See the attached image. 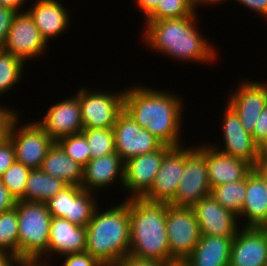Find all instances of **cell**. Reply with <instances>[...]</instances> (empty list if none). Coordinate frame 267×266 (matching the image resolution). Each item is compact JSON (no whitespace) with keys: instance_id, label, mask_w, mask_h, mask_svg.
Segmentation results:
<instances>
[{"instance_id":"8fae6325","label":"cell","mask_w":267,"mask_h":266,"mask_svg":"<svg viewBox=\"0 0 267 266\" xmlns=\"http://www.w3.org/2000/svg\"><path fill=\"white\" fill-rule=\"evenodd\" d=\"M250 80L239 81L225 103L237 114L245 131L252 135L258 116L267 105V81Z\"/></svg>"},{"instance_id":"d6986e66","label":"cell","mask_w":267,"mask_h":266,"mask_svg":"<svg viewBox=\"0 0 267 266\" xmlns=\"http://www.w3.org/2000/svg\"><path fill=\"white\" fill-rule=\"evenodd\" d=\"M196 146L206 155L211 188L240 181L253 169V166L246 160L222 153L209 145L208 142L199 143Z\"/></svg>"},{"instance_id":"681fc988","label":"cell","mask_w":267,"mask_h":266,"mask_svg":"<svg viewBox=\"0 0 267 266\" xmlns=\"http://www.w3.org/2000/svg\"><path fill=\"white\" fill-rule=\"evenodd\" d=\"M252 170L263 180L267 190V166L255 165Z\"/></svg>"},{"instance_id":"ab89813d","label":"cell","mask_w":267,"mask_h":266,"mask_svg":"<svg viewBox=\"0 0 267 266\" xmlns=\"http://www.w3.org/2000/svg\"><path fill=\"white\" fill-rule=\"evenodd\" d=\"M252 138L257 145L267 139V105L258 116Z\"/></svg>"},{"instance_id":"f907efd6","label":"cell","mask_w":267,"mask_h":266,"mask_svg":"<svg viewBox=\"0 0 267 266\" xmlns=\"http://www.w3.org/2000/svg\"><path fill=\"white\" fill-rule=\"evenodd\" d=\"M14 266H52L40 260H18Z\"/></svg>"},{"instance_id":"52a82bcc","label":"cell","mask_w":267,"mask_h":266,"mask_svg":"<svg viewBox=\"0 0 267 266\" xmlns=\"http://www.w3.org/2000/svg\"><path fill=\"white\" fill-rule=\"evenodd\" d=\"M206 155L195 145L186 147L185 168L174 199L175 207L192 208L200 199L210 195Z\"/></svg>"},{"instance_id":"8d00e7d4","label":"cell","mask_w":267,"mask_h":266,"mask_svg":"<svg viewBox=\"0 0 267 266\" xmlns=\"http://www.w3.org/2000/svg\"><path fill=\"white\" fill-rule=\"evenodd\" d=\"M62 266H104L98 259L92 257L86 251L65 254Z\"/></svg>"},{"instance_id":"484cf974","label":"cell","mask_w":267,"mask_h":266,"mask_svg":"<svg viewBox=\"0 0 267 266\" xmlns=\"http://www.w3.org/2000/svg\"><path fill=\"white\" fill-rule=\"evenodd\" d=\"M67 185L62 179L47 175L41 169H33L28 175L24 195L20 200L45 203Z\"/></svg>"},{"instance_id":"1f68e13d","label":"cell","mask_w":267,"mask_h":266,"mask_svg":"<svg viewBox=\"0 0 267 266\" xmlns=\"http://www.w3.org/2000/svg\"><path fill=\"white\" fill-rule=\"evenodd\" d=\"M18 217L16 208L0 213V249L18 258Z\"/></svg>"},{"instance_id":"4dcf8cb0","label":"cell","mask_w":267,"mask_h":266,"mask_svg":"<svg viewBox=\"0 0 267 266\" xmlns=\"http://www.w3.org/2000/svg\"><path fill=\"white\" fill-rule=\"evenodd\" d=\"M197 10L190 0H161L144 20L156 21L187 17L194 15Z\"/></svg>"},{"instance_id":"f546056e","label":"cell","mask_w":267,"mask_h":266,"mask_svg":"<svg viewBox=\"0 0 267 266\" xmlns=\"http://www.w3.org/2000/svg\"><path fill=\"white\" fill-rule=\"evenodd\" d=\"M90 149V160L116 152L112 128H83Z\"/></svg>"},{"instance_id":"277c9868","label":"cell","mask_w":267,"mask_h":266,"mask_svg":"<svg viewBox=\"0 0 267 266\" xmlns=\"http://www.w3.org/2000/svg\"><path fill=\"white\" fill-rule=\"evenodd\" d=\"M168 203L129 199V256L162 264L175 261L169 251L166 230Z\"/></svg>"},{"instance_id":"bcb514c9","label":"cell","mask_w":267,"mask_h":266,"mask_svg":"<svg viewBox=\"0 0 267 266\" xmlns=\"http://www.w3.org/2000/svg\"><path fill=\"white\" fill-rule=\"evenodd\" d=\"M27 1L29 0H1V4L3 7L11 8L16 12H24L23 7L26 8Z\"/></svg>"},{"instance_id":"ee69618b","label":"cell","mask_w":267,"mask_h":266,"mask_svg":"<svg viewBox=\"0 0 267 266\" xmlns=\"http://www.w3.org/2000/svg\"><path fill=\"white\" fill-rule=\"evenodd\" d=\"M161 0H134L135 5L144 15V19L157 7Z\"/></svg>"},{"instance_id":"816d5d0a","label":"cell","mask_w":267,"mask_h":266,"mask_svg":"<svg viewBox=\"0 0 267 266\" xmlns=\"http://www.w3.org/2000/svg\"><path fill=\"white\" fill-rule=\"evenodd\" d=\"M164 266H189L184 260H175L165 263Z\"/></svg>"},{"instance_id":"5b68a950","label":"cell","mask_w":267,"mask_h":266,"mask_svg":"<svg viewBox=\"0 0 267 266\" xmlns=\"http://www.w3.org/2000/svg\"><path fill=\"white\" fill-rule=\"evenodd\" d=\"M18 259L39 260L48 250L51 215L44 202L17 200Z\"/></svg>"},{"instance_id":"3957f363","label":"cell","mask_w":267,"mask_h":266,"mask_svg":"<svg viewBox=\"0 0 267 266\" xmlns=\"http://www.w3.org/2000/svg\"><path fill=\"white\" fill-rule=\"evenodd\" d=\"M99 206L86 226V252L104 266H117L129 255V199L115 206Z\"/></svg>"},{"instance_id":"cb8c5ba5","label":"cell","mask_w":267,"mask_h":266,"mask_svg":"<svg viewBox=\"0 0 267 266\" xmlns=\"http://www.w3.org/2000/svg\"><path fill=\"white\" fill-rule=\"evenodd\" d=\"M233 238L201 235L184 261L189 266H229Z\"/></svg>"},{"instance_id":"6da1fadb","label":"cell","mask_w":267,"mask_h":266,"mask_svg":"<svg viewBox=\"0 0 267 266\" xmlns=\"http://www.w3.org/2000/svg\"><path fill=\"white\" fill-rule=\"evenodd\" d=\"M161 90L142 84L126 88L124 110L163 145L182 146L183 98Z\"/></svg>"},{"instance_id":"2e32d148","label":"cell","mask_w":267,"mask_h":266,"mask_svg":"<svg viewBox=\"0 0 267 266\" xmlns=\"http://www.w3.org/2000/svg\"><path fill=\"white\" fill-rule=\"evenodd\" d=\"M55 142L82 132L81 106L78 94L56 102L49 107L42 120L35 121Z\"/></svg>"},{"instance_id":"44dd1931","label":"cell","mask_w":267,"mask_h":266,"mask_svg":"<svg viewBox=\"0 0 267 266\" xmlns=\"http://www.w3.org/2000/svg\"><path fill=\"white\" fill-rule=\"evenodd\" d=\"M34 4L29 5L25 10L32 17L34 24L40 30L42 38L48 42L70 27L69 10L59 0H33Z\"/></svg>"},{"instance_id":"9c48e42d","label":"cell","mask_w":267,"mask_h":266,"mask_svg":"<svg viewBox=\"0 0 267 266\" xmlns=\"http://www.w3.org/2000/svg\"><path fill=\"white\" fill-rule=\"evenodd\" d=\"M14 146L16 161L40 169L54 140L34 121L20 125V117L12 125L9 138Z\"/></svg>"},{"instance_id":"7a4b0ae2","label":"cell","mask_w":267,"mask_h":266,"mask_svg":"<svg viewBox=\"0 0 267 266\" xmlns=\"http://www.w3.org/2000/svg\"><path fill=\"white\" fill-rule=\"evenodd\" d=\"M197 16L195 13L181 18L145 21V32H142L145 46L179 62L212 64L217 60V49L200 33Z\"/></svg>"},{"instance_id":"74e56055","label":"cell","mask_w":267,"mask_h":266,"mask_svg":"<svg viewBox=\"0 0 267 266\" xmlns=\"http://www.w3.org/2000/svg\"><path fill=\"white\" fill-rule=\"evenodd\" d=\"M16 161L15 150L10 139L0 144V176Z\"/></svg>"},{"instance_id":"9a60e30c","label":"cell","mask_w":267,"mask_h":266,"mask_svg":"<svg viewBox=\"0 0 267 266\" xmlns=\"http://www.w3.org/2000/svg\"><path fill=\"white\" fill-rule=\"evenodd\" d=\"M224 106L225 109L221 119V135L224 147L223 145L220 146L221 143L211 144L209 142V145L222 153L246 160L254 167L257 162L258 145L254 142L252 135L245 131L237 114L227 104Z\"/></svg>"},{"instance_id":"7c38bea8","label":"cell","mask_w":267,"mask_h":266,"mask_svg":"<svg viewBox=\"0 0 267 266\" xmlns=\"http://www.w3.org/2000/svg\"><path fill=\"white\" fill-rule=\"evenodd\" d=\"M48 45L32 17L24 11L15 15L2 49L26 63L28 59L30 61L43 56Z\"/></svg>"},{"instance_id":"b9f144b4","label":"cell","mask_w":267,"mask_h":266,"mask_svg":"<svg viewBox=\"0 0 267 266\" xmlns=\"http://www.w3.org/2000/svg\"><path fill=\"white\" fill-rule=\"evenodd\" d=\"M16 201L8 189L0 182V213L13 209Z\"/></svg>"},{"instance_id":"f35d334b","label":"cell","mask_w":267,"mask_h":266,"mask_svg":"<svg viewBox=\"0 0 267 266\" xmlns=\"http://www.w3.org/2000/svg\"><path fill=\"white\" fill-rule=\"evenodd\" d=\"M16 14L17 12L11 8H0V48L3 47L6 41L8 31Z\"/></svg>"},{"instance_id":"60d3db41","label":"cell","mask_w":267,"mask_h":266,"mask_svg":"<svg viewBox=\"0 0 267 266\" xmlns=\"http://www.w3.org/2000/svg\"><path fill=\"white\" fill-rule=\"evenodd\" d=\"M241 6L267 18V0H236Z\"/></svg>"},{"instance_id":"83f0119b","label":"cell","mask_w":267,"mask_h":266,"mask_svg":"<svg viewBox=\"0 0 267 266\" xmlns=\"http://www.w3.org/2000/svg\"><path fill=\"white\" fill-rule=\"evenodd\" d=\"M210 194L223 208L239 216L245 201L246 177L240 181L212 187Z\"/></svg>"},{"instance_id":"d6a6232c","label":"cell","mask_w":267,"mask_h":266,"mask_svg":"<svg viewBox=\"0 0 267 266\" xmlns=\"http://www.w3.org/2000/svg\"><path fill=\"white\" fill-rule=\"evenodd\" d=\"M31 169L15 161L1 176L0 182L8 189L10 194L20 200L26 188V180Z\"/></svg>"},{"instance_id":"603a6c76","label":"cell","mask_w":267,"mask_h":266,"mask_svg":"<svg viewBox=\"0 0 267 266\" xmlns=\"http://www.w3.org/2000/svg\"><path fill=\"white\" fill-rule=\"evenodd\" d=\"M238 219L245 221L243 227H267V190L253 170L246 176L245 201Z\"/></svg>"},{"instance_id":"ac0fdd59","label":"cell","mask_w":267,"mask_h":266,"mask_svg":"<svg viewBox=\"0 0 267 266\" xmlns=\"http://www.w3.org/2000/svg\"><path fill=\"white\" fill-rule=\"evenodd\" d=\"M192 208L201 235L235 237L241 228L238 216L223 208L211 194L200 199Z\"/></svg>"},{"instance_id":"c3c4849f","label":"cell","mask_w":267,"mask_h":266,"mask_svg":"<svg viewBox=\"0 0 267 266\" xmlns=\"http://www.w3.org/2000/svg\"><path fill=\"white\" fill-rule=\"evenodd\" d=\"M191 3L196 7V9H199V7L201 6H216L215 4H223V2L225 3L228 0H190ZM207 4V5H206ZM198 7V8H197Z\"/></svg>"},{"instance_id":"4fadbf2b","label":"cell","mask_w":267,"mask_h":266,"mask_svg":"<svg viewBox=\"0 0 267 266\" xmlns=\"http://www.w3.org/2000/svg\"><path fill=\"white\" fill-rule=\"evenodd\" d=\"M172 147L162 145L158 150L133 157L125 162L123 188L126 199L142 198L151 188L165 154Z\"/></svg>"},{"instance_id":"8992f818","label":"cell","mask_w":267,"mask_h":266,"mask_svg":"<svg viewBox=\"0 0 267 266\" xmlns=\"http://www.w3.org/2000/svg\"><path fill=\"white\" fill-rule=\"evenodd\" d=\"M77 89L84 128H113L124 110V91ZM116 92V93H115Z\"/></svg>"},{"instance_id":"f6af8a7d","label":"cell","mask_w":267,"mask_h":266,"mask_svg":"<svg viewBox=\"0 0 267 266\" xmlns=\"http://www.w3.org/2000/svg\"><path fill=\"white\" fill-rule=\"evenodd\" d=\"M256 165L267 166V139L257 146V162Z\"/></svg>"},{"instance_id":"30bf717a","label":"cell","mask_w":267,"mask_h":266,"mask_svg":"<svg viewBox=\"0 0 267 266\" xmlns=\"http://www.w3.org/2000/svg\"><path fill=\"white\" fill-rule=\"evenodd\" d=\"M116 153L127 160L158 150L163 144L123 110L112 128Z\"/></svg>"},{"instance_id":"e575fe53","label":"cell","mask_w":267,"mask_h":266,"mask_svg":"<svg viewBox=\"0 0 267 266\" xmlns=\"http://www.w3.org/2000/svg\"><path fill=\"white\" fill-rule=\"evenodd\" d=\"M45 203L51 217L66 219V216H70L71 185H67Z\"/></svg>"},{"instance_id":"5bb4252c","label":"cell","mask_w":267,"mask_h":266,"mask_svg":"<svg viewBox=\"0 0 267 266\" xmlns=\"http://www.w3.org/2000/svg\"><path fill=\"white\" fill-rule=\"evenodd\" d=\"M185 158V146L172 147L165 154L150 190L142 199L169 204L178 190L179 181L185 168Z\"/></svg>"},{"instance_id":"ba28073f","label":"cell","mask_w":267,"mask_h":266,"mask_svg":"<svg viewBox=\"0 0 267 266\" xmlns=\"http://www.w3.org/2000/svg\"><path fill=\"white\" fill-rule=\"evenodd\" d=\"M166 230L169 251L175 260H185L192 253L201 237L193 208L175 207L168 204Z\"/></svg>"},{"instance_id":"f1b7e54d","label":"cell","mask_w":267,"mask_h":266,"mask_svg":"<svg viewBox=\"0 0 267 266\" xmlns=\"http://www.w3.org/2000/svg\"><path fill=\"white\" fill-rule=\"evenodd\" d=\"M26 64L21 58L0 48V95L7 94L14 85H18Z\"/></svg>"},{"instance_id":"7bdbcfd3","label":"cell","mask_w":267,"mask_h":266,"mask_svg":"<svg viewBox=\"0 0 267 266\" xmlns=\"http://www.w3.org/2000/svg\"><path fill=\"white\" fill-rule=\"evenodd\" d=\"M117 266H164V264L153 260H141L128 255Z\"/></svg>"},{"instance_id":"836d02e7","label":"cell","mask_w":267,"mask_h":266,"mask_svg":"<svg viewBox=\"0 0 267 266\" xmlns=\"http://www.w3.org/2000/svg\"><path fill=\"white\" fill-rule=\"evenodd\" d=\"M56 142L69 158L81 166L84 167L89 162L90 149L82 132L63 137Z\"/></svg>"},{"instance_id":"4316f807","label":"cell","mask_w":267,"mask_h":266,"mask_svg":"<svg viewBox=\"0 0 267 266\" xmlns=\"http://www.w3.org/2000/svg\"><path fill=\"white\" fill-rule=\"evenodd\" d=\"M96 193H90L81 186L71 185L70 216L66 219L77 226L86 227L98 205Z\"/></svg>"},{"instance_id":"e0dca14e","label":"cell","mask_w":267,"mask_h":266,"mask_svg":"<svg viewBox=\"0 0 267 266\" xmlns=\"http://www.w3.org/2000/svg\"><path fill=\"white\" fill-rule=\"evenodd\" d=\"M229 266H267V227H243L233 238Z\"/></svg>"},{"instance_id":"d590c367","label":"cell","mask_w":267,"mask_h":266,"mask_svg":"<svg viewBox=\"0 0 267 266\" xmlns=\"http://www.w3.org/2000/svg\"><path fill=\"white\" fill-rule=\"evenodd\" d=\"M20 113L10 107L0 104V144L6 142L10 138L12 125L19 118Z\"/></svg>"},{"instance_id":"7dc6e473","label":"cell","mask_w":267,"mask_h":266,"mask_svg":"<svg viewBox=\"0 0 267 266\" xmlns=\"http://www.w3.org/2000/svg\"><path fill=\"white\" fill-rule=\"evenodd\" d=\"M18 260L19 259L10 252L0 249V266H14Z\"/></svg>"},{"instance_id":"d4e9b609","label":"cell","mask_w":267,"mask_h":266,"mask_svg":"<svg viewBox=\"0 0 267 266\" xmlns=\"http://www.w3.org/2000/svg\"><path fill=\"white\" fill-rule=\"evenodd\" d=\"M40 169L47 175L62 179L68 185L81 186L83 166L69 158L57 142L48 150Z\"/></svg>"},{"instance_id":"ffe728a7","label":"cell","mask_w":267,"mask_h":266,"mask_svg":"<svg viewBox=\"0 0 267 266\" xmlns=\"http://www.w3.org/2000/svg\"><path fill=\"white\" fill-rule=\"evenodd\" d=\"M86 250V227L77 226L65 218H51L47 252L39 259L51 264L55 255L79 253ZM51 256V257H50Z\"/></svg>"},{"instance_id":"7402d4cb","label":"cell","mask_w":267,"mask_h":266,"mask_svg":"<svg viewBox=\"0 0 267 266\" xmlns=\"http://www.w3.org/2000/svg\"><path fill=\"white\" fill-rule=\"evenodd\" d=\"M125 162L116 153L94 158L83 167L81 187L90 193L110 188L116 181L123 188ZM118 179V180H117Z\"/></svg>"}]
</instances>
